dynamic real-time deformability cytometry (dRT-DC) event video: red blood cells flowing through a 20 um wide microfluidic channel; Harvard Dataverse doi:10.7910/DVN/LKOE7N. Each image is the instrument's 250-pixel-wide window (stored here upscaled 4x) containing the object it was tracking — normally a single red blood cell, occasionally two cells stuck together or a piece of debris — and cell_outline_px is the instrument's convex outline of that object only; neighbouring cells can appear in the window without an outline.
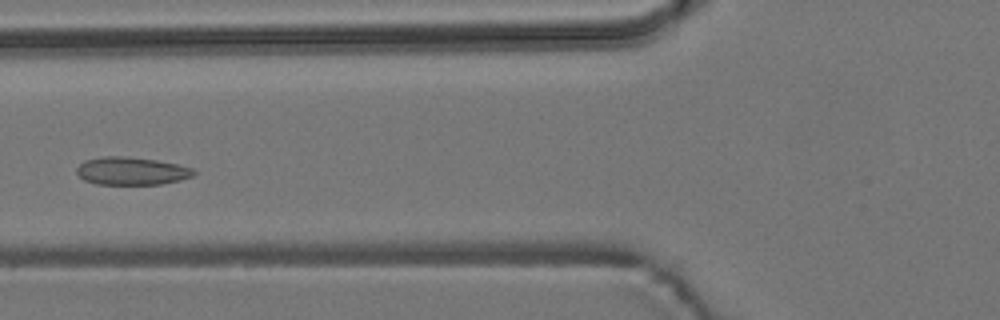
{"species": "common noctule bat (a hibernating species)", "species_latin": "Nyctalus noctula", "temperature_condition": "room temperature", "stored_images_in_passage": 7, "camera_frame_rate_fps": 3000, "um_per_image_px": 0.085, "animal": {"sex": "male", "body_mass_g": 19.2, "forearm_length_mm": 51.8}, "frame": {"image": 1, "passage_image": 6, "time_ms": 6.0, "image_size_px": [1000, 320], "cell_outline_px": [[196, 172], [192, 176], [180, 180], [160, 184], [96, 184], [84, 180], [76, 172], [76, 168], [84, 160], [104, 156], [128, 156], [156, 160], [176, 164], [192, 168]], "centroid_in_image_um": [11.15, 14.53], "position_along_channel_um": 114.6, "area_um2": 18.96}}
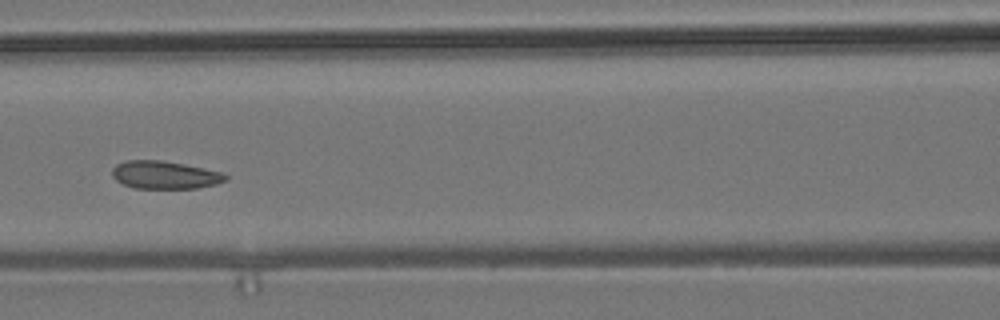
{"frame": {"image": 2, "passage_image": 7, "time_ms": 7.0, "image_size_px": [1000, 320], "cell_outline_px": [[228, 180], [216, 184], [196, 188], [136, 188], [124, 184], [116, 180], [112, 176], [112, 168], [116, 164], [128, 160], [160, 160], [184, 164], [224, 172], [228, 176]], "centroid_in_image_um": [14.03, 14.86], "position_along_channel_um": 152.6, "area_um2": 18.44}}